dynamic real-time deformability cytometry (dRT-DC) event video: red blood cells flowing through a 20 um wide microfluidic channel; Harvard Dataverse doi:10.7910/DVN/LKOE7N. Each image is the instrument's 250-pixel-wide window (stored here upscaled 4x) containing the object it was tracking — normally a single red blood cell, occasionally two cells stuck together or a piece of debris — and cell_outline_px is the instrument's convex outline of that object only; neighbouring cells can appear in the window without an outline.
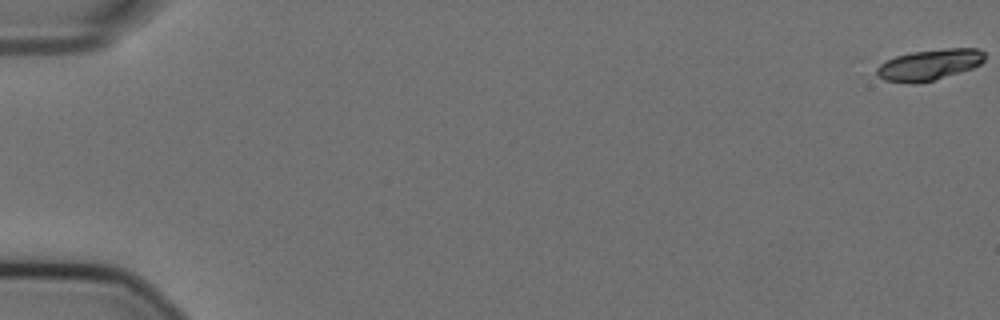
{"species": "Egyptian fruit bat (a non-hibernating species)", "species_latin": "Rousettus aegyptiacus", "temperature_condition": "cold", "stored_images_in_passage": 49, "camera_frame_rate_fps": 3000, "um_per_image_px": 0.085, "animal": {"sex": "female"}, "frame": {"image": 1, "passage_image": 1, "time_ms": 0.0, "image_size_px": [1000, 320], "cell_outline_px": [[984, 60], [980, 64], [972, 68], [932, 80], [912, 84], [884, 80], [876, 72], [876, 68], [880, 64], [896, 56], [912, 52], [944, 48], [980, 48], [984, 52]], "centroid_in_image_um": [79.0, 5.49], "position_along_channel_um": 6.0, "area_um2": 19.25}}
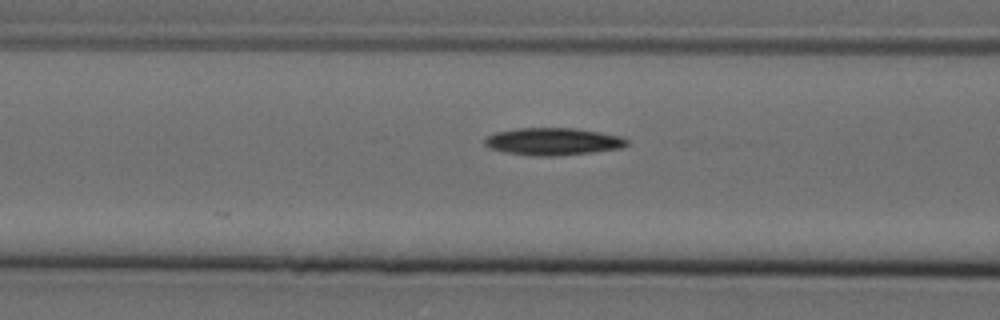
{"frame": {"image": 2, "passage_image": 25, "time_ms": 8.0, "image_size_px": [1000, 320], "cell_outline_px": [[628, 144], [624, 148], [592, 152], [556, 156], [532, 156], [504, 152], [492, 148], [484, 144], [484, 140], [488, 136], [496, 132], [516, 128], [576, 128], [600, 132], [620, 136], [628, 140]], "centroid_in_image_um": [47.03, 12.03], "position_along_channel_um": 119.6, "area_um2": 22.72}}
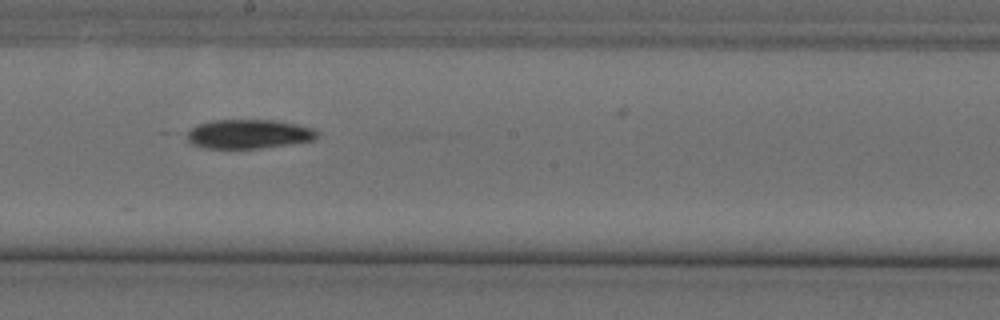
{"frame": {"image": 3, "passage_image": 34, "time_ms": 11.0, "image_size_px": [1000, 320], "cell_outline_px": [[320, 136], [316, 140], [260, 148], [204, 148], [192, 144], [188, 140], [188, 132], [192, 128], [200, 124], [212, 120], [276, 120], [316, 128], [320, 132]], "centroid_in_image_um": [21.23, 11.39], "position_along_channel_um": 227.0, "area_um2": 22.2}, "authors_computed_cell_mechanics": {"area_um2": 21.9062, "velocity_mm_per_s": 3.5768, "shape_relaxation_time_tau1_ms": 4.927, "shape_relaxation_time_tau2_ms": null, "deformation_change_tau1": 0.1593, "deformation_change_tau2": null}}